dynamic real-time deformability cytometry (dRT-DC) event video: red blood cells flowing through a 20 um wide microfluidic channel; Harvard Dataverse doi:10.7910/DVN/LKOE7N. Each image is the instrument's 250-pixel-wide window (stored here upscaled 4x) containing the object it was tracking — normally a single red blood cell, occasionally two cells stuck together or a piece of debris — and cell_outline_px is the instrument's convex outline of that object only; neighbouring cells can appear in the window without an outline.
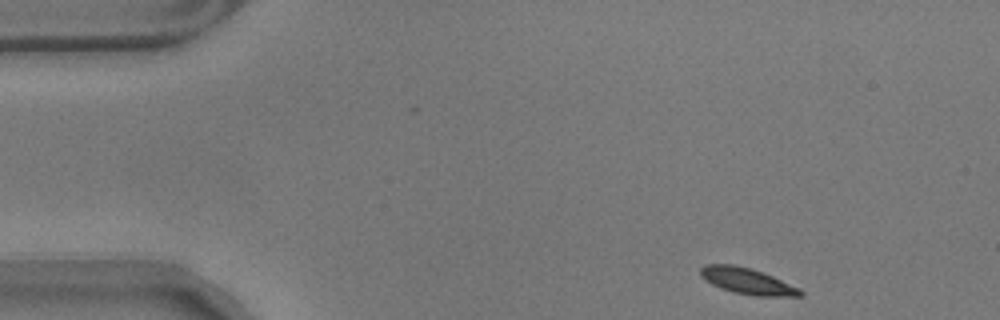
{"species": "common noctule bat (a hibernating species)", "species_latin": "Nyctalus noctula", "temperature_condition": "warm", "stored_images_in_passage": 52, "camera_frame_rate_fps": 3000, "um_per_image_px": 0.085, "animal": {"sex": "male", "body_mass_g": 17.9}, "frame": {"image": 1, "passage_image": 1, "time_ms": 0.0, "image_size_px": [1000, 320], "cell_outline_px": [[804, 296], [756, 296], [732, 292], [720, 288], [704, 280], [700, 276], [700, 268], [704, 264], [732, 264], [752, 268], [772, 276], [800, 288], [804, 292]], "centroid_in_image_um": [63.51, 23.89], "position_along_channel_um": 21.5, "area_um2": 15.37}}
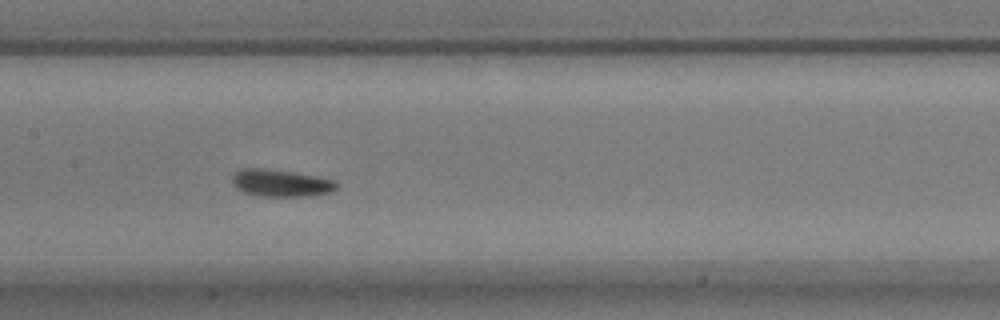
{"frame": {"image": 2, "passage_image": 22, "time_ms": 7.0, "image_size_px": [1000, 320], "cell_outline_px": [[340, 184], [332, 192], [308, 196], [264, 196], [244, 192], [236, 188], [232, 184], [232, 176], [236, 172], [244, 168], [268, 168], [316, 176], [336, 180]], "centroid_in_image_um": [23.9, 15.55], "position_along_channel_um": 183.5, "area_um2": 16.59}}
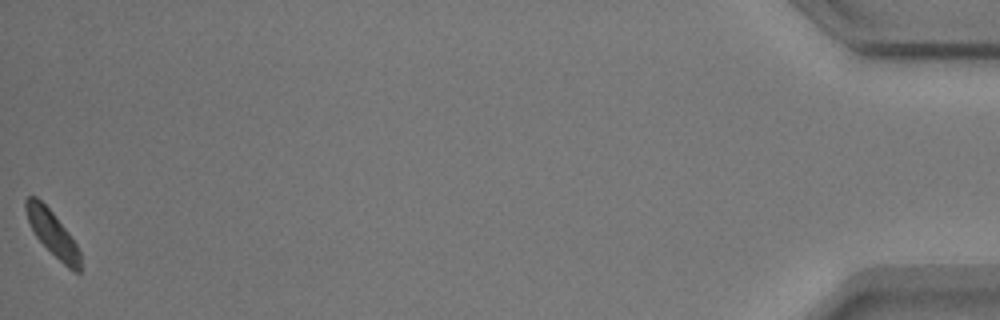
{"frame": {"image": 3, "passage_image": 52, "time_ms": 17.0, "image_size_px": [1000, 320], "cell_outline_px": [[80, 272], [76, 272], [68, 268], [36, 236], [28, 220], [24, 208], [24, 200], [28, 196], [36, 196], [52, 212], [68, 232], [76, 244], [80, 252]], "centroid_in_image_um": [4.44, 19.8], "position_along_channel_um": 430.8, "area_um2": 13.87}, "authors_computed_cell_mechanics": {"area_um2": 15.2881, "velocity_mm_per_s": 3.4578, "shape_relaxation_time_tau1_ms": 3.0958, "shape_relaxation_time_tau2_ms": 1.8894, "deformation_change_tau1": 0.1469, "deformation_change_tau2": 0.0698}}